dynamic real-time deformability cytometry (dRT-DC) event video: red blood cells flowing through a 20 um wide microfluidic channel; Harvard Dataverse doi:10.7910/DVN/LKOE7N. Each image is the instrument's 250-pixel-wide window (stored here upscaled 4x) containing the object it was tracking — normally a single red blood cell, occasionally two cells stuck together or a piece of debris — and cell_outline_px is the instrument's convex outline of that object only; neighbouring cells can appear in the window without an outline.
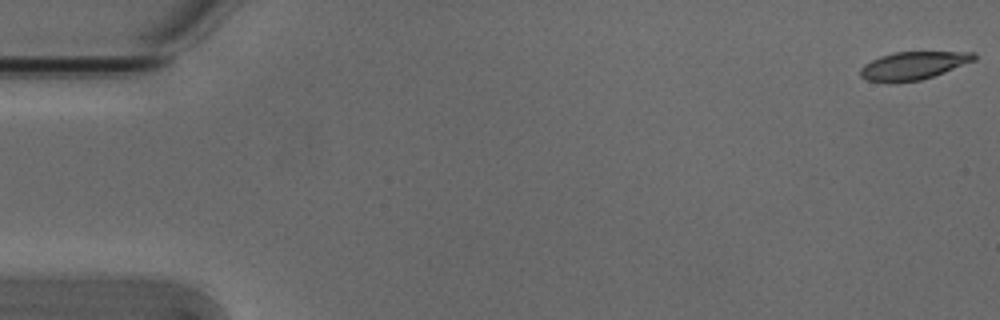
{"species": "Egyptian fruit bat (a non-hibernating species)", "species_latin": "Rousettus aegyptiacus", "temperature_condition": "cold", "stored_images_in_passage": 9, "camera_frame_rate_fps": 3000, "um_per_image_px": 0.085, "animal": {"sex": "male"}, "frame": {"image": 1, "passage_image": 1, "time_ms": 0.0, "image_size_px": [1000, 320], "cell_outline_px": [[976, 60], [944, 72], [920, 80], [868, 80], [860, 76], [860, 68], [864, 64], [880, 56], [892, 52], [976, 52]], "centroid_in_image_um": [77.66, 5.53], "position_along_channel_um": 7.3, "area_um2": 17.92}}